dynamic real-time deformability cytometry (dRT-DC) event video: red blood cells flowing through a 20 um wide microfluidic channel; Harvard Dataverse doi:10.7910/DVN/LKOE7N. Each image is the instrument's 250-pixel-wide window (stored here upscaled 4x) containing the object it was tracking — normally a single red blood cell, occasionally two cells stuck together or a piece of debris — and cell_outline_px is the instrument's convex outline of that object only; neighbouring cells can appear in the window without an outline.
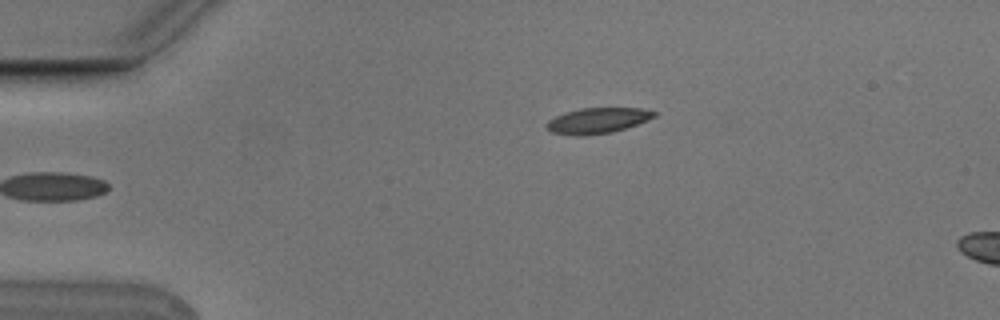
{"species": "Egyptian fruit bat (a non-hibernating species)", "species_latin": "Rousettus aegyptiacus", "temperature_condition": "cold", "stored_images_in_passage": 3, "camera_frame_rate_fps": 3000, "um_per_image_px": 0.085, "animal": {"sex": "male"}, "frame": {"image": 1, "passage_image": 3, "time_ms": 0.667, "image_size_px": [1000, 320], "cell_outline_px": [[656, 116], [648, 120], [612, 132], [584, 136], [580, 136], [552, 132], [544, 124], [548, 120], [564, 112], [580, 108], [644, 108], [656, 112]], "centroid_in_image_um": [50.78, 10.24], "position_along_channel_um": 34.2, "area_um2": 16.01}}